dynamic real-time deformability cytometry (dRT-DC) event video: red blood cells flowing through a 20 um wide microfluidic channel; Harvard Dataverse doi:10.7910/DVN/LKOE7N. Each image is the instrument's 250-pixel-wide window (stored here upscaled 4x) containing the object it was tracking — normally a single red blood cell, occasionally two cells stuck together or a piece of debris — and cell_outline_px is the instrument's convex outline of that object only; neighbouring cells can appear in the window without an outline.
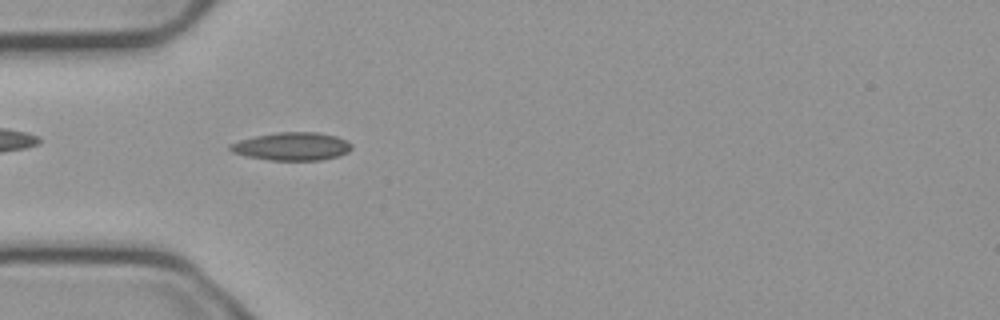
{"species": "common noctule bat (a hibernating species)", "species_latin": "Nyctalus noctula", "temperature_condition": "cold", "stored_images_in_passage": 44, "camera_frame_rate_fps": 3000, "um_per_image_px": 0.085, "animal": {"sex": "male", "body_mass_g": 23.1, "forearm_length_mm": 52.7}, "frame": {"image": 1, "passage_image": 6, "time_ms": 1.667, "image_size_px": [1000, 320], "cell_outline_px": [[352, 148], [348, 152], [340, 156], [320, 160], [272, 160], [248, 156], [232, 152], [228, 148], [228, 144], [240, 140], [256, 136], [276, 132], [316, 132], [336, 136], [352, 144]], "centroid_in_image_um": [24.82, 12.44], "position_along_channel_um": 60.2, "area_um2": 19.77}}
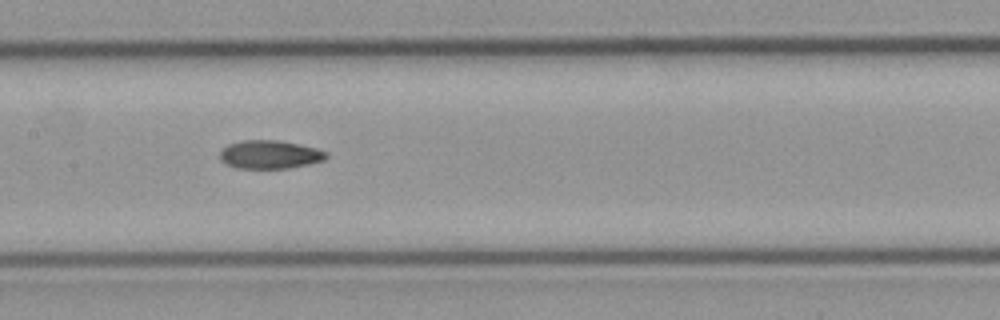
{"frame": {"image": 2, "passage_image": 16, "time_ms": 5.0, "image_size_px": [1000, 320], "cell_outline_px": [[328, 156], [324, 160], [308, 164], [288, 168], [236, 168], [220, 160], [220, 152], [228, 144], [240, 140], [280, 140], [300, 144], [316, 148], [328, 152]], "centroid_in_image_um": [22.95, 13.12], "position_along_channel_um": 184.5, "area_um2": 17.63}}
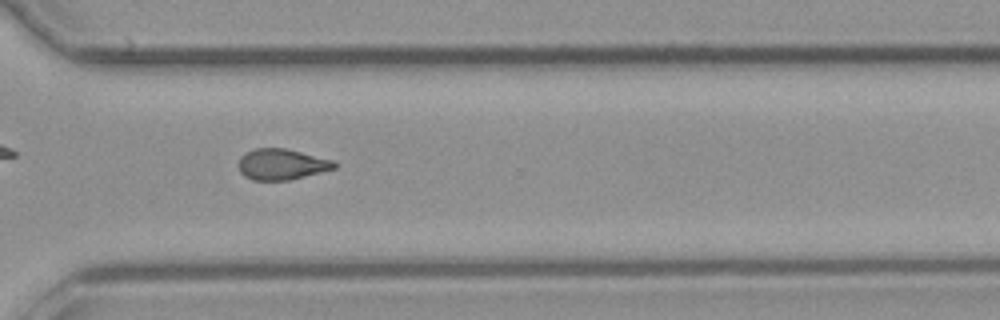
{"frame": {"image": 3, "passage_image": 29, "time_ms": 9.333, "image_size_px": [1000, 320], "cell_outline_px": [[336, 168], [288, 180], [252, 180], [244, 176], [240, 172], [240, 156], [244, 152], [256, 148], [284, 148], [332, 160], [336, 164]], "centroid_in_image_um": [23.9, 13.96], "position_along_channel_um": 346.7, "area_um2": 16.99}, "authors_computed_cell_mechanics": {"area_um2": 17.6579, "velocity_mm_per_s": 3.7595, "shape_relaxation_time_tau1_ms": null, "shape_relaxation_time_tau2_ms": 4.5425, "deformation_change_tau1": null, "deformation_change_tau2": 0.1055}}